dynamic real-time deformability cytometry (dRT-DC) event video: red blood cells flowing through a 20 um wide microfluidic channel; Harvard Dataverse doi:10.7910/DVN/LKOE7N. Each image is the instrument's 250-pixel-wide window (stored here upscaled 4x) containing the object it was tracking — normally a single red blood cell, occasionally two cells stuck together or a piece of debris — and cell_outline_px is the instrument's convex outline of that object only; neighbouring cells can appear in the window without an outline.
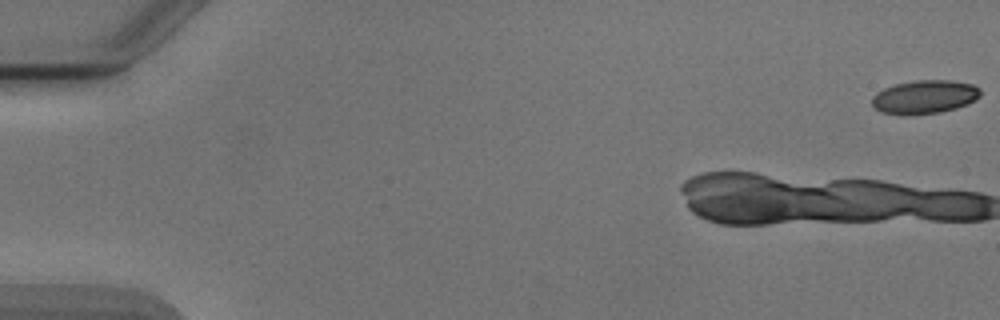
{"species": "Egyptian fruit bat (a non-hibernating species)", "species_latin": "Rousettus aegyptiacus", "temperature_condition": "cold", "stored_images_in_passage": 4, "camera_frame_rate_fps": 3000, "um_per_image_px": 0.085, "animal": {"sex": "male"}, "frame": {"image": 1, "passage_image": 1, "time_ms": 0.0, "image_size_px": [1000, 320], "cell_outline_px": [[980, 96], [976, 100], [968, 104], [956, 108], [940, 112], [908, 116], [900, 116], [880, 112], [872, 104], [872, 96], [876, 92], [892, 84], [916, 80], [952, 80], [972, 84], [980, 88]], "centroid_in_image_um": [78.56, 8.25], "position_along_channel_um": 6.4, "area_um2": 21.68}}